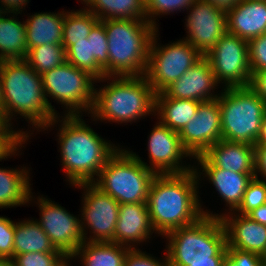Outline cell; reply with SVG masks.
I'll return each instance as SVG.
<instances>
[{
	"label": "cell",
	"mask_w": 266,
	"mask_h": 266,
	"mask_svg": "<svg viewBox=\"0 0 266 266\" xmlns=\"http://www.w3.org/2000/svg\"><path fill=\"white\" fill-rule=\"evenodd\" d=\"M197 169L194 165V169L187 173L156 175L153 178L147 207L156 234L164 237L203 216L204 209L198 195L202 169Z\"/></svg>",
	"instance_id": "6da1fadb"
},
{
	"label": "cell",
	"mask_w": 266,
	"mask_h": 266,
	"mask_svg": "<svg viewBox=\"0 0 266 266\" xmlns=\"http://www.w3.org/2000/svg\"><path fill=\"white\" fill-rule=\"evenodd\" d=\"M59 117H62L60 120ZM83 116H56L43 131L60 122L57 133L63 171L71 186L93 183L109 158L120 148L85 124ZM62 122V123H61Z\"/></svg>",
	"instance_id": "7a4b0ae2"
},
{
	"label": "cell",
	"mask_w": 266,
	"mask_h": 266,
	"mask_svg": "<svg viewBox=\"0 0 266 266\" xmlns=\"http://www.w3.org/2000/svg\"><path fill=\"white\" fill-rule=\"evenodd\" d=\"M2 82V124L12 130L20 139H29L31 130H13L12 119L20 115L32 127L42 131L56 116L47 104L43 90L42 76L23 60L0 61ZM17 114V115H15ZM30 134V135H29Z\"/></svg>",
	"instance_id": "3957f363"
},
{
	"label": "cell",
	"mask_w": 266,
	"mask_h": 266,
	"mask_svg": "<svg viewBox=\"0 0 266 266\" xmlns=\"http://www.w3.org/2000/svg\"><path fill=\"white\" fill-rule=\"evenodd\" d=\"M98 81H105L107 85L99 89L95 87L94 104L90 112L93 121L131 124L155 113L156 92L144 75L105 76L96 80V83Z\"/></svg>",
	"instance_id": "277c9868"
},
{
	"label": "cell",
	"mask_w": 266,
	"mask_h": 266,
	"mask_svg": "<svg viewBox=\"0 0 266 266\" xmlns=\"http://www.w3.org/2000/svg\"><path fill=\"white\" fill-rule=\"evenodd\" d=\"M108 41L109 76H142L149 48L158 30L147 20L104 19L100 21Z\"/></svg>",
	"instance_id": "5b68a950"
},
{
	"label": "cell",
	"mask_w": 266,
	"mask_h": 266,
	"mask_svg": "<svg viewBox=\"0 0 266 266\" xmlns=\"http://www.w3.org/2000/svg\"><path fill=\"white\" fill-rule=\"evenodd\" d=\"M168 262L225 260L226 233L219 217L203 215L195 223L165 235Z\"/></svg>",
	"instance_id": "8992f818"
},
{
	"label": "cell",
	"mask_w": 266,
	"mask_h": 266,
	"mask_svg": "<svg viewBox=\"0 0 266 266\" xmlns=\"http://www.w3.org/2000/svg\"><path fill=\"white\" fill-rule=\"evenodd\" d=\"M223 89L218 97L222 139L255 146L266 113L265 102L249 86Z\"/></svg>",
	"instance_id": "52a82bcc"
},
{
	"label": "cell",
	"mask_w": 266,
	"mask_h": 266,
	"mask_svg": "<svg viewBox=\"0 0 266 266\" xmlns=\"http://www.w3.org/2000/svg\"><path fill=\"white\" fill-rule=\"evenodd\" d=\"M155 176L132 151L119 148L100 170L93 184L119 204L147 203Z\"/></svg>",
	"instance_id": "ba28073f"
},
{
	"label": "cell",
	"mask_w": 266,
	"mask_h": 266,
	"mask_svg": "<svg viewBox=\"0 0 266 266\" xmlns=\"http://www.w3.org/2000/svg\"><path fill=\"white\" fill-rule=\"evenodd\" d=\"M41 76L47 104L55 116L58 113L47 97L66 107L63 116H82V111L90 114L94 104L96 79L87 71L67 61Z\"/></svg>",
	"instance_id": "9c48e42d"
},
{
	"label": "cell",
	"mask_w": 266,
	"mask_h": 266,
	"mask_svg": "<svg viewBox=\"0 0 266 266\" xmlns=\"http://www.w3.org/2000/svg\"><path fill=\"white\" fill-rule=\"evenodd\" d=\"M158 31L154 33L151 41L144 74L156 94L174 83L203 57L185 39L161 46L157 43Z\"/></svg>",
	"instance_id": "30bf717a"
},
{
	"label": "cell",
	"mask_w": 266,
	"mask_h": 266,
	"mask_svg": "<svg viewBox=\"0 0 266 266\" xmlns=\"http://www.w3.org/2000/svg\"><path fill=\"white\" fill-rule=\"evenodd\" d=\"M205 57L218 84H225V88L249 86L252 73L248 40L226 32Z\"/></svg>",
	"instance_id": "8fae6325"
},
{
	"label": "cell",
	"mask_w": 266,
	"mask_h": 266,
	"mask_svg": "<svg viewBox=\"0 0 266 266\" xmlns=\"http://www.w3.org/2000/svg\"><path fill=\"white\" fill-rule=\"evenodd\" d=\"M76 187L84 189L80 216L84 240L87 242H114L120 204L93 183L79 184ZM87 228L92 234L89 238L86 236Z\"/></svg>",
	"instance_id": "7c38bea8"
},
{
	"label": "cell",
	"mask_w": 266,
	"mask_h": 266,
	"mask_svg": "<svg viewBox=\"0 0 266 266\" xmlns=\"http://www.w3.org/2000/svg\"><path fill=\"white\" fill-rule=\"evenodd\" d=\"M150 132L147 145L150 165L132 152L149 170H152L156 175H164L183 174L194 169V165H182L183 158H194L183 147L179 132L171 130L160 121L156 122Z\"/></svg>",
	"instance_id": "4fadbf2b"
},
{
	"label": "cell",
	"mask_w": 266,
	"mask_h": 266,
	"mask_svg": "<svg viewBox=\"0 0 266 266\" xmlns=\"http://www.w3.org/2000/svg\"><path fill=\"white\" fill-rule=\"evenodd\" d=\"M36 203L40 210V220L37 222L55 248L71 258L78 247L85 242L79 217L43 196H39Z\"/></svg>",
	"instance_id": "5bb4252c"
},
{
	"label": "cell",
	"mask_w": 266,
	"mask_h": 266,
	"mask_svg": "<svg viewBox=\"0 0 266 266\" xmlns=\"http://www.w3.org/2000/svg\"><path fill=\"white\" fill-rule=\"evenodd\" d=\"M188 10L183 39L205 56L227 32L226 12L204 0H195Z\"/></svg>",
	"instance_id": "9a60e30c"
},
{
	"label": "cell",
	"mask_w": 266,
	"mask_h": 266,
	"mask_svg": "<svg viewBox=\"0 0 266 266\" xmlns=\"http://www.w3.org/2000/svg\"><path fill=\"white\" fill-rule=\"evenodd\" d=\"M183 147L195 158L222 139L219 100L201 102L196 114L179 132Z\"/></svg>",
	"instance_id": "2e32d148"
},
{
	"label": "cell",
	"mask_w": 266,
	"mask_h": 266,
	"mask_svg": "<svg viewBox=\"0 0 266 266\" xmlns=\"http://www.w3.org/2000/svg\"><path fill=\"white\" fill-rule=\"evenodd\" d=\"M202 212L203 215L221 219L226 233L227 247L253 252L262 257L266 255V225L234 211L227 214H213L208 210Z\"/></svg>",
	"instance_id": "e0dca14e"
},
{
	"label": "cell",
	"mask_w": 266,
	"mask_h": 266,
	"mask_svg": "<svg viewBox=\"0 0 266 266\" xmlns=\"http://www.w3.org/2000/svg\"><path fill=\"white\" fill-rule=\"evenodd\" d=\"M218 86L210 62L203 56L179 79L167 86L161 94L164 97L204 102L219 97V94L214 92Z\"/></svg>",
	"instance_id": "ac0fdd59"
},
{
	"label": "cell",
	"mask_w": 266,
	"mask_h": 266,
	"mask_svg": "<svg viewBox=\"0 0 266 266\" xmlns=\"http://www.w3.org/2000/svg\"><path fill=\"white\" fill-rule=\"evenodd\" d=\"M153 233L147 203L120 204L114 243L135 249Z\"/></svg>",
	"instance_id": "d6986e66"
},
{
	"label": "cell",
	"mask_w": 266,
	"mask_h": 266,
	"mask_svg": "<svg viewBox=\"0 0 266 266\" xmlns=\"http://www.w3.org/2000/svg\"><path fill=\"white\" fill-rule=\"evenodd\" d=\"M197 165L202 168L204 177L213 184L220 197L225 201L228 212L235 211L242 202L243 195L255 173H236L213 167L202 155L195 157Z\"/></svg>",
	"instance_id": "ffe728a7"
},
{
	"label": "cell",
	"mask_w": 266,
	"mask_h": 266,
	"mask_svg": "<svg viewBox=\"0 0 266 266\" xmlns=\"http://www.w3.org/2000/svg\"><path fill=\"white\" fill-rule=\"evenodd\" d=\"M227 32L250 40L266 33V0H241L226 12Z\"/></svg>",
	"instance_id": "44dd1931"
},
{
	"label": "cell",
	"mask_w": 266,
	"mask_h": 266,
	"mask_svg": "<svg viewBox=\"0 0 266 266\" xmlns=\"http://www.w3.org/2000/svg\"><path fill=\"white\" fill-rule=\"evenodd\" d=\"M202 156L216 168L236 173H255L254 146L221 139Z\"/></svg>",
	"instance_id": "7402d4cb"
},
{
	"label": "cell",
	"mask_w": 266,
	"mask_h": 266,
	"mask_svg": "<svg viewBox=\"0 0 266 266\" xmlns=\"http://www.w3.org/2000/svg\"><path fill=\"white\" fill-rule=\"evenodd\" d=\"M65 10L57 13H34L25 21L28 50L45 44H61Z\"/></svg>",
	"instance_id": "603a6c76"
},
{
	"label": "cell",
	"mask_w": 266,
	"mask_h": 266,
	"mask_svg": "<svg viewBox=\"0 0 266 266\" xmlns=\"http://www.w3.org/2000/svg\"><path fill=\"white\" fill-rule=\"evenodd\" d=\"M27 169L26 167L9 170L0 168V208L27 205L33 201L30 170Z\"/></svg>",
	"instance_id": "cb8c5ba5"
},
{
	"label": "cell",
	"mask_w": 266,
	"mask_h": 266,
	"mask_svg": "<svg viewBox=\"0 0 266 266\" xmlns=\"http://www.w3.org/2000/svg\"><path fill=\"white\" fill-rule=\"evenodd\" d=\"M8 14L0 12V61L23 60L28 53L26 24L17 19L18 13L13 18Z\"/></svg>",
	"instance_id": "d4e9b609"
},
{
	"label": "cell",
	"mask_w": 266,
	"mask_h": 266,
	"mask_svg": "<svg viewBox=\"0 0 266 266\" xmlns=\"http://www.w3.org/2000/svg\"><path fill=\"white\" fill-rule=\"evenodd\" d=\"M130 249L114 242L85 241L70 259L79 257L83 266H124L125 257Z\"/></svg>",
	"instance_id": "484cf974"
},
{
	"label": "cell",
	"mask_w": 266,
	"mask_h": 266,
	"mask_svg": "<svg viewBox=\"0 0 266 266\" xmlns=\"http://www.w3.org/2000/svg\"><path fill=\"white\" fill-rule=\"evenodd\" d=\"M200 103L197 100L164 97L157 93L154 116L157 115V119L171 130L180 132L194 118Z\"/></svg>",
	"instance_id": "4316f807"
},
{
	"label": "cell",
	"mask_w": 266,
	"mask_h": 266,
	"mask_svg": "<svg viewBox=\"0 0 266 266\" xmlns=\"http://www.w3.org/2000/svg\"><path fill=\"white\" fill-rule=\"evenodd\" d=\"M28 252H61L33 218L14 222L13 257Z\"/></svg>",
	"instance_id": "83f0119b"
},
{
	"label": "cell",
	"mask_w": 266,
	"mask_h": 266,
	"mask_svg": "<svg viewBox=\"0 0 266 266\" xmlns=\"http://www.w3.org/2000/svg\"><path fill=\"white\" fill-rule=\"evenodd\" d=\"M85 7L100 21L104 19L146 20L145 0H89Z\"/></svg>",
	"instance_id": "f1b7e54d"
},
{
	"label": "cell",
	"mask_w": 266,
	"mask_h": 266,
	"mask_svg": "<svg viewBox=\"0 0 266 266\" xmlns=\"http://www.w3.org/2000/svg\"><path fill=\"white\" fill-rule=\"evenodd\" d=\"M100 20L85 7L81 10H72L65 12L63 22L62 45L65 50L74 44V41L85 40L90 34L92 28Z\"/></svg>",
	"instance_id": "f546056e"
},
{
	"label": "cell",
	"mask_w": 266,
	"mask_h": 266,
	"mask_svg": "<svg viewBox=\"0 0 266 266\" xmlns=\"http://www.w3.org/2000/svg\"><path fill=\"white\" fill-rule=\"evenodd\" d=\"M39 75L67 62L66 50L61 44H45L28 50L24 59Z\"/></svg>",
	"instance_id": "4dcf8cb0"
},
{
	"label": "cell",
	"mask_w": 266,
	"mask_h": 266,
	"mask_svg": "<svg viewBox=\"0 0 266 266\" xmlns=\"http://www.w3.org/2000/svg\"><path fill=\"white\" fill-rule=\"evenodd\" d=\"M66 57L70 64L87 71L96 80L105 77L104 70L97 64L92 54L91 32L85 40L74 41V44L66 49Z\"/></svg>",
	"instance_id": "1f68e13d"
},
{
	"label": "cell",
	"mask_w": 266,
	"mask_h": 266,
	"mask_svg": "<svg viewBox=\"0 0 266 266\" xmlns=\"http://www.w3.org/2000/svg\"><path fill=\"white\" fill-rule=\"evenodd\" d=\"M13 266H66L70 263L62 252H28L15 255Z\"/></svg>",
	"instance_id": "d6a6232c"
},
{
	"label": "cell",
	"mask_w": 266,
	"mask_h": 266,
	"mask_svg": "<svg viewBox=\"0 0 266 266\" xmlns=\"http://www.w3.org/2000/svg\"><path fill=\"white\" fill-rule=\"evenodd\" d=\"M195 0H145L146 20L158 29L156 17L167 15L174 11H185ZM153 17V18H152Z\"/></svg>",
	"instance_id": "836d02e7"
},
{
	"label": "cell",
	"mask_w": 266,
	"mask_h": 266,
	"mask_svg": "<svg viewBox=\"0 0 266 266\" xmlns=\"http://www.w3.org/2000/svg\"><path fill=\"white\" fill-rule=\"evenodd\" d=\"M264 204H266V181L253 177L245 190L241 204L234 212L240 215H247Z\"/></svg>",
	"instance_id": "e575fe53"
},
{
	"label": "cell",
	"mask_w": 266,
	"mask_h": 266,
	"mask_svg": "<svg viewBox=\"0 0 266 266\" xmlns=\"http://www.w3.org/2000/svg\"><path fill=\"white\" fill-rule=\"evenodd\" d=\"M92 54L97 64L109 76L108 41L104 25L99 21L91 30Z\"/></svg>",
	"instance_id": "d590c367"
},
{
	"label": "cell",
	"mask_w": 266,
	"mask_h": 266,
	"mask_svg": "<svg viewBox=\"0 0 266 266\" xmlns=\"http://www.w3.org/2000/svg\"><path fill=\"white\" fill-rule=\"evenodd\" d=\"M26 141L27 139H20L12 130L0 122V161L8 159L12 155H18L22 144H25Z\"/></svg>",
	"instance_id": "8d00e7d4"
},
{
	"label": "cell",
	"mask_w": 266,
	"mask_h": 266,
	"mask_svg": "<svg viewBox=\"0 0 266 266\" xmlns=\"http://www.w3.org/2000/svg\"><path fill=\"white\" fill-rule=\"evenodd\" d=\"M250 71L266 70V33L248 41Z\"/></svg>",
	"instance_id": "74e56055"
},
{
	"label": "cell",
	"mask_w": 266,
	"mask_h": 266,
	"mask_svg": "<svg viewBox=\"0 0 266 266\" xmlns=\"http://www.w3.org/2000/svg\"><path fill=\"white\" fill-rule=\"evenodd\" d=\"M224 266H265V261L256 253L227 247Z\"/></svg>",
	"instance_id": "f35d334b"
},
{
	"label": "cell",
	"mask_w": 266,
	"mask_h": 266,
	"mask_svg": "<svg viewBox=\"0 0 266 266\" xmlns=\"http://www.w3.org/2000/svg\"><path fill=\"white\" fill-rule=\"evenodd\" d=\"M14 221L0 216V257L13 258Z\"/></svg>",
	"instance_id": "ab89813d"
},
{
	"label": "cell",
	"mask_w": 266,
	"mask_h": 266,
	"mask_svg": "<svg viewBox=\"0 0 266 266\" xmlns=\"http://www.w3.org/2000/svg\"><path fill=\"white\" fill-rule=\"evenodd\" d=\"M155 258L140 249L131 248L125 257L124 266H168L167 253L162 261Z\"/></svg>",
	"instance_id": "60d3db41"
},
{
	"label": "cell",
	"mask_w": 266,
	"mask_h": 266,
	"mask_svg": "<svg viewBox=\"0 0 266 266\" xmlns=\"http://www.w3.org/2000/svg\"><path fill=\"white\" fill-rule=\"evenodd\" d=\"M249 87L265 102L266 104V70L253 72Z\"/></svg>",
	"instance_id": "b9f144b4"
},
{
	"label": "cell",
	"mask_w": 266,
	"mask_h": 266,
	"mask_svg": "<svg viewBox=\"0 0 266 266\" xmlns=\"http://www.w3.org/2000/svg\"><path fill=\"white\" fill-rule=\"evenodd\" d=\"M255 177H265L266 181V144L254 146Z\"/></svg>",
	"instance_id": "7bdbcfd3"
},
{
	"label": "cell",
	"mask_w": 266,
	"mask_h": 266,
	"mask_svg": "<svg viewBox=\"0 0 266 266\" xmlns=\"http://www.w3.org/2000/svg\"><path fill=\"white\" fill-rule=\"evenodd\" d=\"M29 0H0V12L4 13H22L23 6L25 7ZM4 7V8H3ZM22 9V10H21Z\"/></svg>",
	"instance_id": "ee69618b"
},
{
	"label": "cell",
	"mask_w": 266,
	"mask_h": 266,
	"mask_svg": "<svg viewBox=\"0 0 266 266\" xmlns=\"http://www.w3.org/2000/svg\"><path fill=\"white\" fill-rule=\"evenodd\" d=\"M225 260H212L200 262H168V266H224Z\"/></svg>",
	"instance_id": "f6af8a7d"
},
{
	"label": "cell",
	"mask_w": 266,
	"mask_h": 266,
	"mask_svg": "<svg viewBox=\"0 0 266 266\" xmlns=\"http://www.w3.org/2000/svg\"><path fill=\"white\" fill-rule=\"evenodd\" d=\"M247 216L258 222L259 224L266 225V204L257 207L247 214Z\"/></svg>",
	"instance_id": "bcb514c9"
},
{
	"label": "cell",
	"mask_w": 266,
	"mask_h": 266,
	"mask_svg": "<svg viewBox=\"0 0 266 266\" xmlns=\"http://www.w3.org/2000/svg\"><path fill=\"white\" fill-rule=\"evenodd\" d=\"M204 1L208 2L215 8L228 12L241 0H204Z\"/></svg>",
	"instance_id": "7dc6e473"
},
{
	"label": "cell",
	"mask_w": 266,
	"mask_h": 266,
	"mask_svg": "<svg viewBox=\"0 0 266 266\" xmlns=\"http://www.w3.org/2000/svg\"><path fill=\"white\" fill-rule=\"evenodd\" d=\"M262 144H266V113L263 117L261 131L256 142V145H262Z\"/></svg>",
	"instance_id": "c3c4849f"
},
{
	"label": "cell",
	"mask_w": 266,
	"mask_h": 266,
	"mask_svg": "<svg viewBox=\"0 0 266 266\" xmlns=\"http://www.w3.org/2000/svg\"><path fill=\"white\" fill-rule=\"evenodd\" d=\"M0 266H13L12 259L0 257Z\"/></svg>",
	"instance_id": "681fc988"
},
{
	"label": "cell",
	"mask_w": 266,
	"mask_h": 266,
	"mask_svg": "<svg viewBox=\"0 0 266 266\" xmlns=\"http://www.w3.org/2000/svg\"><path fill=\"white\" fill-rule=\"evenodd\" d=\"M2 112H3V100H2V82L0 76V122L2 123Z\"/></svg>",
	"instance_id": "f907efd6"
},
{
	"label": "cell",
	"mask_w": 266,
	"mask_h": 266,
	"mask_svg": "<svg viewBox=\"0 0 266 266\" xmlns=\"http://www.w3.org/2000/svg\"><path fill=\"white\" fill-rule=\"evenodd\" d=\"M83 1V2H82ZM89 0H81L82 3H84V5L88 2Z\"/></svg>",
	"instance_id": "816d5d0a"
},
{
	"label": "cell",
	"mask_w": 266,
	"mask_h": 266,
	"mask_svg": "<svg viewBox=\"0 0 266 266\" xmlns=\"http://www.w3.org/2000/svg\"><path fill=\"white\" fill-rule=\"evenodd\" d=\"M265 266H266V255L264 256Z\"/></svg>",
	"instance_id": "f5cc1de1"
}]
</instances>
